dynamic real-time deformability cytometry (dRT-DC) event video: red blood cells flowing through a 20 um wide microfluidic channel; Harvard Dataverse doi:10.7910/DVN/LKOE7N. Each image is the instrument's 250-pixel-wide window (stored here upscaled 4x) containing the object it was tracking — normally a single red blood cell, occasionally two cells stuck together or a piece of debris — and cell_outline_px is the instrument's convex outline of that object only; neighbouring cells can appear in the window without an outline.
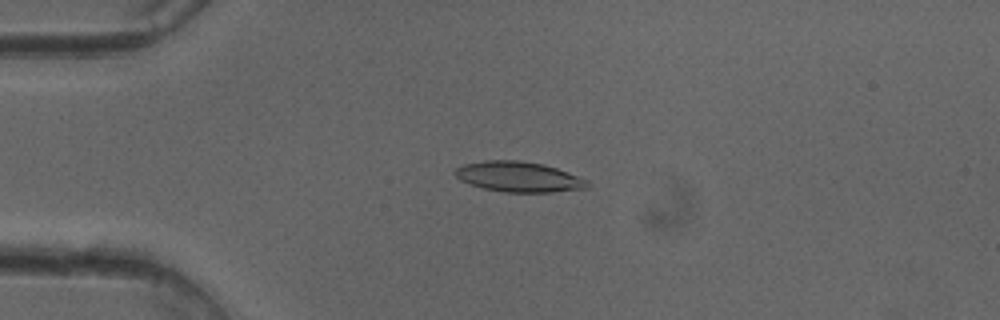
{"species": "common noctule bat (a hibernating species)", "species_latin": "Nyctalus noctula", "temperature_condition": "cold", "stored_images_in_passage": 50, "camera_frame_rate_fps": 3000, "um_per_image_px": 0.085, "animal": {"sex": "female"}, "frame": {"image": 1, "passage_image": 12, "time_ms": 3.667, "image_size_px": [1000, 320], "cell_outline_px": [[588, 188], [552, 192], [504, 192], [484, 188], [468, 184], [460, 180], [452, 172], [456, 168], [464, 164], [484, 160], [520, 160], [544, 164], [556, 168], [588, 180]], "centroid_in_image_um": [44.05, 15.02], "position_along_channel_um": 40.9, "area_um2": 23.41}}
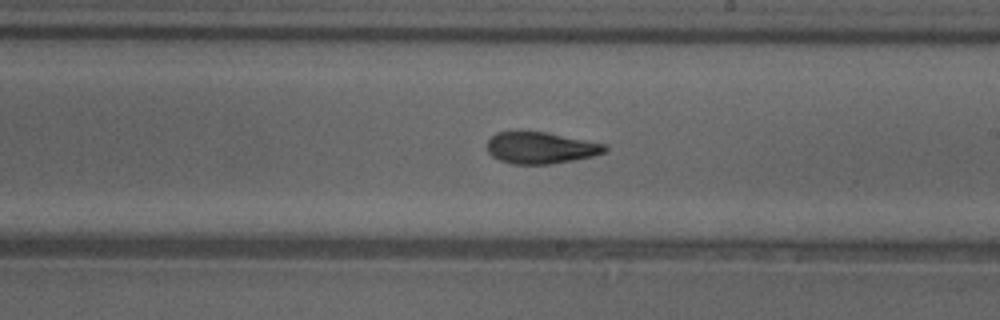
{"frame": {"image": 2, "passage_image": 29, "time_ms": 9.333, "image_size_px": [1000, 320], "cell_outline_px": [[608, 152], [592, 156], [552, 164], [512, 164], [500, 160], [492, 156], [488, 152], [488, 140], [496, 132], [548, 132], [608, 144]], "centroid_in_image_um": [46.02, 12.56], "position_along_channel_um": 243.0, "area_um2": 21.79}}
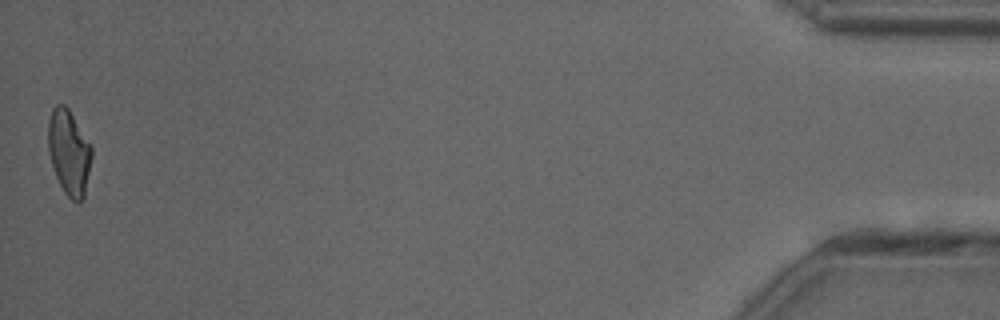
{"frame": {"image": 3, "passage_image": 50, "time_ms": 16.333, "image_size_px": [1000, 320], "cell_outline_px": [[92, 156], [84, 196], [80, 204], [72, 200], [64, 192], [56, 176], [48, 152], [48, 120], [52, 108], [56, 104], [64, 104], [68, 108], [92, 144]], "centroid_in_image_um": [5.87, 12.92], "position_along_channel_um": 429.3, "area_um2": 21.79}, "authors_computed_cell_mechanics": {"area_um2": 22.3686, "velocity_mm_per_s": 4.0601, "shape_relaxation_time_tau1_ms": 4.8477, "shape_relaxation_time_tau2_ms": 3.239, "deformation_change_tau1": 0.1785, "deformation_change_tau2": 0.112}}